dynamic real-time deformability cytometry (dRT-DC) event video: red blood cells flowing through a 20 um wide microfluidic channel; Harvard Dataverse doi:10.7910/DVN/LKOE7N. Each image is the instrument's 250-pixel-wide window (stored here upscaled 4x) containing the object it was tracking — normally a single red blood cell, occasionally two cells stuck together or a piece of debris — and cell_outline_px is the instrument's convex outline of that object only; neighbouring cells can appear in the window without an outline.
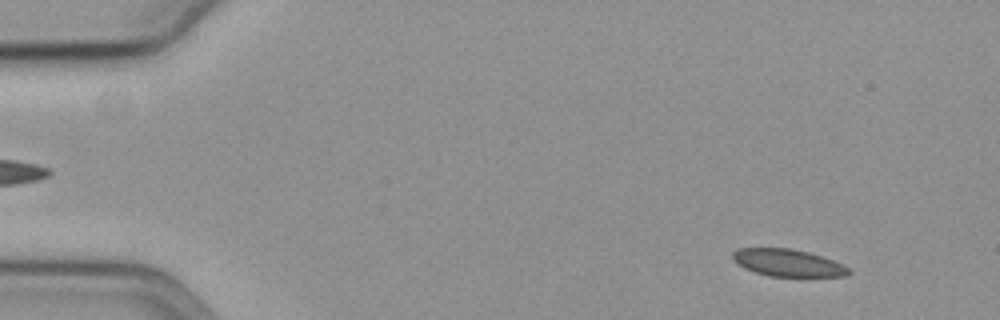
{"species": "common noctule bat (a hibernating species)", "species_latin": "Nyctalus noctula", "temperature_condition": "cold", "stored_images_in_passage": 58, "camera_frame_rate_fps": 3000, "um_per_image_px": 0.085, "animal": {"sex": "female", "body_mass_g": 19.3, "forearm_length_mm": 54.1}, "frame": {"image": 1, "passage_image": 6, "time_ms": 1.667, "image_size_px": [1000, 320], "cell_outline_px": [[852, 272], [848, 276], [768, 276], [744, 268], [732, 260], [732, 252], [736, 248], [792, 248], [808, 252], [832, 260], [848, 268]], "centroid_in_image_um": [66.92, 22.33], "position_along_channel_um": 18.1, "area_um2": 18.32}}
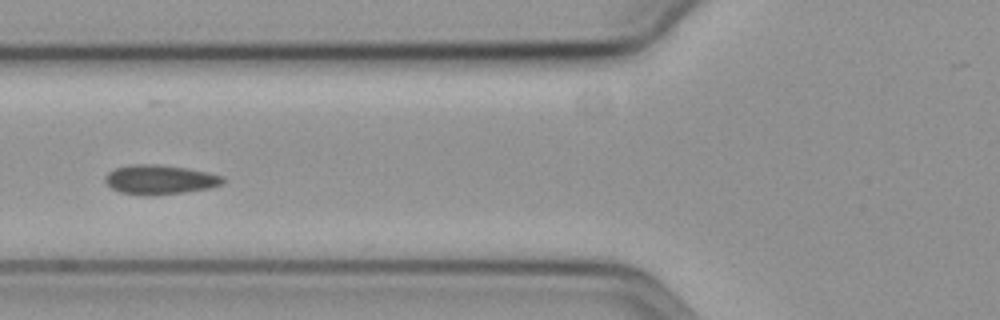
{"frame": {"image": 2, "passage_image": 23, "time_ms": 7.333, "image_size_px": [1000, 320], "cell_outline_px": [[224, 184], [208, 188], [184, 192], [148, 196], [120, 192], [112, 188], [104, 180], [104, 176], [108, 172], [116, 168], [132, 164], [156, 164], [188, 168], [208, 172], [224, 176]], "centroid_in_image_um": [13.6, 15.26], "position_along_channel_um": 112.2, "area_um2": 20.23}}
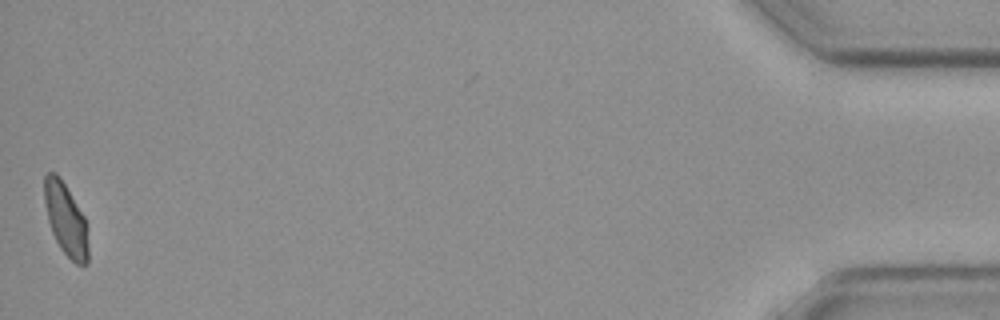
{"frame": {"image": 3, "passage_image": 58, "time_ms": 19.0, "image_size_px": [1000, 320], "cell_outline_px": [[88, 264], [76, 264], [60, 248], [52, 232], [48, 220], [44, 200], [44, 176], [48, 172], [56, 172], [60, 176], [84, 216], [88, 228]], "centroid_in_image_um": [5.6, 18.63], "position_along_channel_um": 429.6, "area_um2": 18.55}}